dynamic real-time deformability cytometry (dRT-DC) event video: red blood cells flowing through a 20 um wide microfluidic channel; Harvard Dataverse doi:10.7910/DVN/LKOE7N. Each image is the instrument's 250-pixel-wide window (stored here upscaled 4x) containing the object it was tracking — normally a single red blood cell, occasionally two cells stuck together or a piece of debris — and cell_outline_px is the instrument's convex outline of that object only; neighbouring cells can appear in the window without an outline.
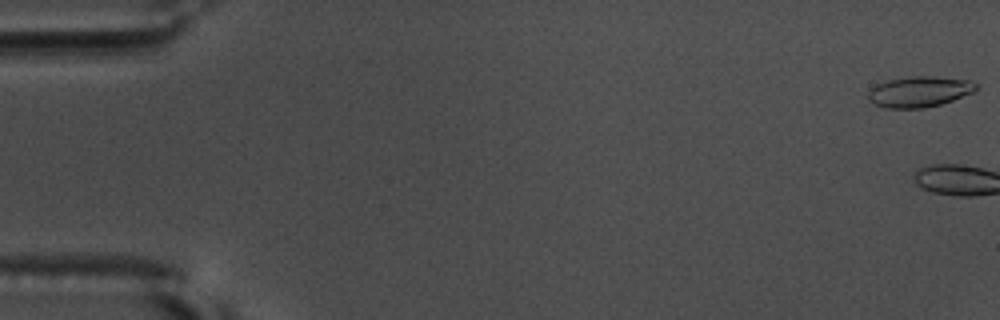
{"species": "common noctule bat (a hibernating species)", "species_latin": "Nyctalus noctula", "temperature_condition": "warm", "stored_images_in_passage": 3, "camera_frame_rate_fps": 3000, "um_per_image_px": 0.085, "animal": {"sex": "male", "body_mass_g": 17.5, "forearm_length_mm": 52.3}, "frame": {"image": 1, "passage_image": 1, "time_ms": 0.0, "image_size_px": [1000, 320], "cell_outline_px": [[976, 92], [940, 104], [924, 108], [888, 108], [876, 104], [868, 100], [868, 92], [876, 84], [888, 80], [912, 76], [932, 76], [968, 80], [976, 84]], "centroid_in_image_um": [78.14, 7.79], "position_along_channel_um": 6.9, "area_um2": 19.19}}